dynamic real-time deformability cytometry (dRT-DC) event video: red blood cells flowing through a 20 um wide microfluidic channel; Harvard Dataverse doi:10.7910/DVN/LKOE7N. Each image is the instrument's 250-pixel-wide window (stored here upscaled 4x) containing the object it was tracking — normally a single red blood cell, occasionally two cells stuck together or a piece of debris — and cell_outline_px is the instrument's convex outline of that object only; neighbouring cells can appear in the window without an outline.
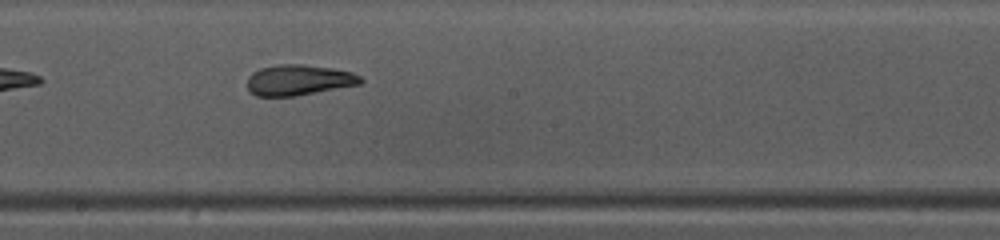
{"species": "common noctule bat (a hibernating species)", "species_latin": "Nyctalus noctula", "temperature_condition": "warm", "stored_images_in_passage": 31, "camera_frame_rate_fps": 3000, "um_per_image_px": 0.085, "animal": {"sex": "female", "body_mass_g": 10.0, "forearm_length_mm": 53.1}, "frame": {"image": 1, "passage_image": 14, "time_ms": 4.333, "image_size_px": [1000, 240], "cell_outline_px": [[364, 80], [360, 84], [296, 96], [256, 96], [248, 88], [248, 76], [252, 72], [260, 68], [276, 64], [304, 64], [332, 68], [352, 72], [360, 76]], "centroid_in_image_um": [25.39, 6.79], "position_along_channel_um": 222.8, "area_um2": 20.29}, "authors_computed_cell_mechanics": {"area_um2": 20.7502, "velocity_mm_per_s": 4.1241, "shape_relaxation_time_tau1_ms": 5.0493, "shape_relaxation_time_tau2_ms": 1.3655, "deformation_change_tau1": 0.2004, "deformation_change_tau2": 0.0897}}